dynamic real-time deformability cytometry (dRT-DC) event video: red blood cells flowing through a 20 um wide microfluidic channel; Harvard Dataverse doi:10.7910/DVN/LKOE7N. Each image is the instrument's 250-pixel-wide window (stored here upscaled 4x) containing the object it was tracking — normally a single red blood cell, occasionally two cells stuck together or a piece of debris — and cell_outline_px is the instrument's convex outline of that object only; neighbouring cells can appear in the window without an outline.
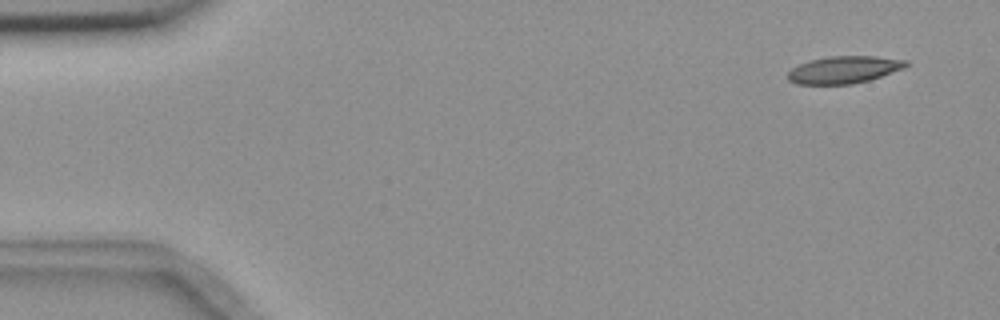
{"species": "common noctule bat (a hibernating species)", "species_latin": "Nyctalus noctula", "temperature_condition": "room temperature", "stored_images_in_passage": 5, "camera_frame_rate_fps": 3000, "um_per_image_px": 0.085, "animal": {"sex": "female", "body_mass_g": 18.4}, "frame": {"image": 1, "passage_image": 1, "time_ms": 0.0, "image_size_px": [1000, 320], "cell_outline_px": [[908, 64], [904, 68], [868, 80], [852, 84], [796, 84], [788, 80], [788, 72], [792, 68], [800, 64], [812, 60], [828, 56], [872, 56], [908, 60]], "centroid_in_image_um": [71.73, 5.92], "position_along_channel_um": 13.3, "area_um2": 18.55}}